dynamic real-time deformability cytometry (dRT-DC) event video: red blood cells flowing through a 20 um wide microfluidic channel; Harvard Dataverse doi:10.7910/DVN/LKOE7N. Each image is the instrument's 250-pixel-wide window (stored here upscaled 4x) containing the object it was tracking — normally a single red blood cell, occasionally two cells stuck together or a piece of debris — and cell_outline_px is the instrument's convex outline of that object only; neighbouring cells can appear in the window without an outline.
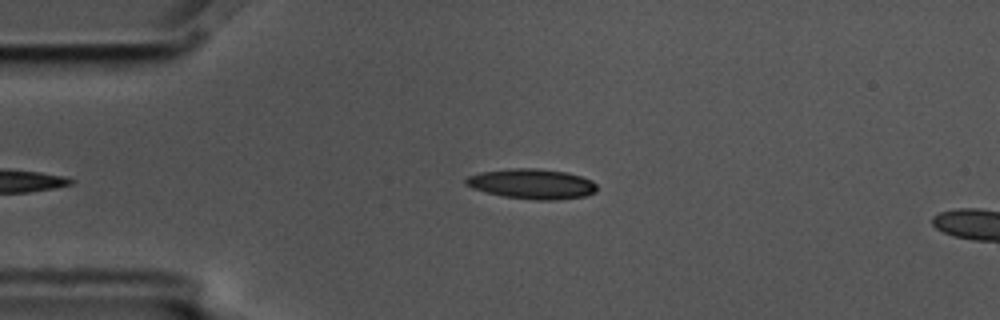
{"species": "common noctule bat (a hibernating species)", "species_latin": "Nyctalus noctula", "temperature_condition": "cold", "stored_images_in_passage": 4, "camera_frame_rate_fps": 3000, "um_per_image_px": 0.085, "animal": {"sex": "male", "body_mass_g": 17.5, "forearm_length_mm": 52.3}, "frame": {"image": 1, "passage_image": 4, "time_ms": 1.0, "image_size_px": [1000, 320], "cell_outline_px": [[596, 192], [584, 196], [556, 200], [536, 200], [504, 196], [472, 188], [464, 184], [464, 180], [468, 176], [480, 172], [516, 168], [536, 168], [564, 172], [580, 176], [592, 180], [596, 184]], "centroid_in_image_um": [45.21, 15.63], "position_along_channel_um": 39.8, "area_um2": 22.77}}